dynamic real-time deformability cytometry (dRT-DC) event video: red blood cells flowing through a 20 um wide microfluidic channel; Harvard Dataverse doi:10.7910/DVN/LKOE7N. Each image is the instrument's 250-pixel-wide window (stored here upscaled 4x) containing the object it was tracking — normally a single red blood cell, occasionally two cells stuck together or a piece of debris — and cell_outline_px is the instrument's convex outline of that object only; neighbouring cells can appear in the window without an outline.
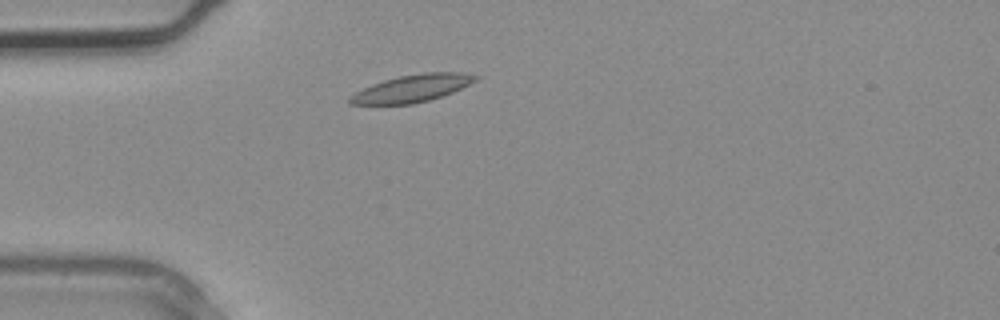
{"species": "common noctule bat (a hibernating species)", "species_latin": "Nyctalus noctula", "temperature_condition": "warm", "stored_images_in_passage": 1, "camera_frame_rate_fps": 3000, "um_per_image_px": 0.085, "animal": {"sex": "male", "body_mass_g": 20.4}, "frame": {"image": 1, "passage_image": 1, "time_ms": 0.0, "image_size_px": [1000, 320], "cell_outline_px": [[480, 76], [476, 80], [452, 92], [428, 100], [412, 104], [348, 104], [348, 96], [372, 84], [384, 80], [400, 76], [424, 72], [464, 72]], "centroid_in_image_um": [35.01, 7.5], "position_along_channel_um": 50.0, "area_um2": 19.77}}